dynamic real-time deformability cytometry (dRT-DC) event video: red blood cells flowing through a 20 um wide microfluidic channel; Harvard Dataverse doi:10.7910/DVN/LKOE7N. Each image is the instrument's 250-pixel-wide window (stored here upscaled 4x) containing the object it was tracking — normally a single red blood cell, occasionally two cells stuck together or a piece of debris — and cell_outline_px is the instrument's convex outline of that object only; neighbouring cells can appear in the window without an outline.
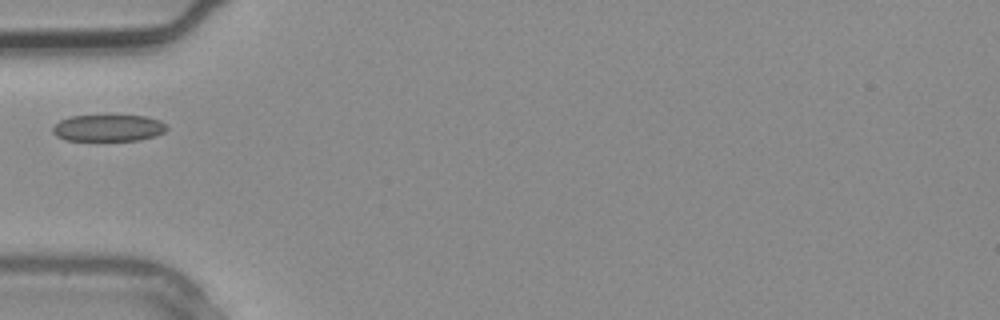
{"species": "common noctule bat (a hibernating species)", "species_latin": "Nyctalus noctula", "temperature_condition": "warm", "stored_images_in_passage": 3, "camera_frame_rate_fps": 3000, "um_per_image_px": 0.085, "animal": {"sex": "male", "body_mass_g": 20.4}, "frame": {"image": 1, "passage_image": 3, "time_ms": 0.667, "image_size_px": [1000, 320], "cell_outline_px": [[168, 128], [164, 132], [156, 136], [140, 140], [64, 140], [56, 136], [52, 132], [52, 128], [60, 120], [68, 116], [148, 116], [160, 120], [168, 124]], "centroid_in_image_um": [9.24, 10.88], "position_along_channel_um": 75.8, "area_um2": 17.86}}